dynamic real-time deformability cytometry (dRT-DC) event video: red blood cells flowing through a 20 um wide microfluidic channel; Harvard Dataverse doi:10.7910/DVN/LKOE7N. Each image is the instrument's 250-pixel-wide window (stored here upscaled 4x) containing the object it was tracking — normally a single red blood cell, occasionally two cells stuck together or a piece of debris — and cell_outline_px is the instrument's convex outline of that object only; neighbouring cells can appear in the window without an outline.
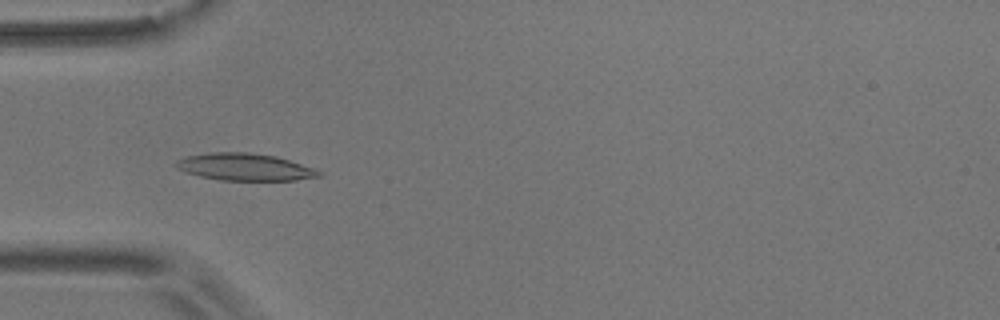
{"species": "common noctule bat (a hibernating species)", "species_latin": "Nyctalus noctula", "temperature_condition": "room temperature", "stored_images_in_passage": 49, "camera_frame_rate_fps": 3000, "um_per_image_px": 0.085, "animal": {"sex": "male", "body_mass_g": 17.9}, "frame": {"image": 1, "passage_image": 17, "time_ms": 5.333, "image_size_px": [1000, 320], "cell_outline_px": [[324, 176], [296, 180], [220, 180], [200, 176], [184, 172], [176, 168], [172, 164], [176, 160], [184, 156], [212, 152], [248, 152], [276, 156], [324, 172]], "centroid_in_image_um": [20.76, 14.19], "position_along_channel_um": 64.2, "area_um2": 22.77}}
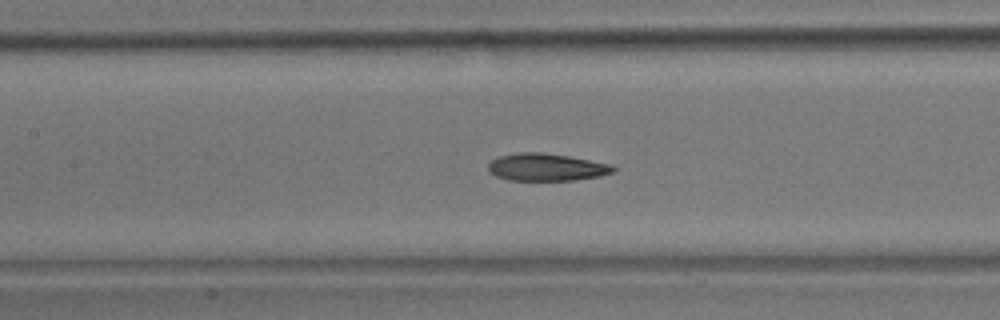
{"frame": {"image": 2, "passage_image": 25, "time_ms": 8.0, "image_size_px": [1000, 320], "cell_outline_px": [[616, 172], [600, 176], [576, 180], [508, 180], [496, 176], [488, 172], [488, 164], [492, 160], [500, 156], [516, 152], [544, 152], [568, 156], [612, 164], [616, 168]], "centroid_in_image_um": [46.46, 14.21], "position_along_channel_um": 160.9, "area_um2": 20.17}}
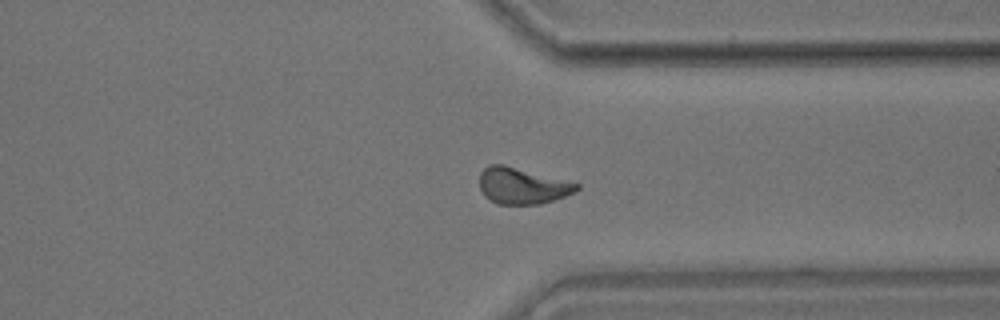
{"frame": {"image": 3, "passage_image": 42, "time_ms": 13.667, "image_size_px": [1000, 320], "cell_outline_px": [[580, 188], [576, 192], [540, 204], [496, 204], [484, 196], [480, 188], [480, 172], [488, 164], [504, 164], [580, 184]], "centroid_in_image_um": [44.36, 15.79], "position_along_channel_um": 367.0, "area_um2": 20.52}, "authors_computed_cell_mechanics": {"area_um2": 20.9236, "velocity_mm_per_s": 3.6494, "shape_relaxation_time_tau1_ms": 4.3362, "shape_relaxation_time_tau2_ms": 2.2661, "deformation_change_tau1": 0.1458, "deformation_change_tau2": 0.084}}